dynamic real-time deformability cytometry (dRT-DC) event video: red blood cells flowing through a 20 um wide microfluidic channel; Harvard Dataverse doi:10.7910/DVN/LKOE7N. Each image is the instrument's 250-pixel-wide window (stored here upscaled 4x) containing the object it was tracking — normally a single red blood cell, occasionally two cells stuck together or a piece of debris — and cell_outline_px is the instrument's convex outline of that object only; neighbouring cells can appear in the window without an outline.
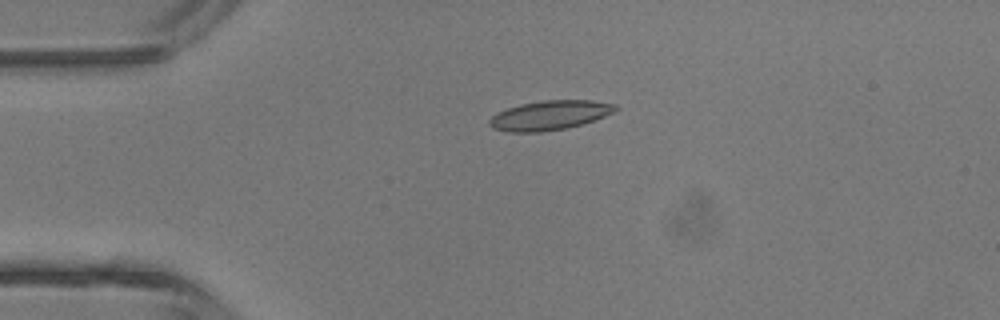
{"species": "common noctule bat (a hibernating species)", "species_latin": "Nyctalus noctula", "temperature_condition": "room temperature", "stored_images_in_passage": 4, "camera_frame_rate_fps": 3000, "um_per_image_px": 0.085, "animal": {"sex": "male", "body_mass_g": 13.3}, "frame": {"image": 1, "passage_image": 3, "time_ms": 2.333, "image_size_px": [1000, 320], "cell_outline_px": [[620, 108], [616, 112], [568, 128], [540, 132], [508, 132], [492, 128], [488, 124], [488, 120], [496, 112], [520, 104], [544, 100], [592, 100], [616, 104]], "centroid_in_image_um": [46.72, 9.79], "position_along_channel_um": 38.3, "area_um2": 21.73}}